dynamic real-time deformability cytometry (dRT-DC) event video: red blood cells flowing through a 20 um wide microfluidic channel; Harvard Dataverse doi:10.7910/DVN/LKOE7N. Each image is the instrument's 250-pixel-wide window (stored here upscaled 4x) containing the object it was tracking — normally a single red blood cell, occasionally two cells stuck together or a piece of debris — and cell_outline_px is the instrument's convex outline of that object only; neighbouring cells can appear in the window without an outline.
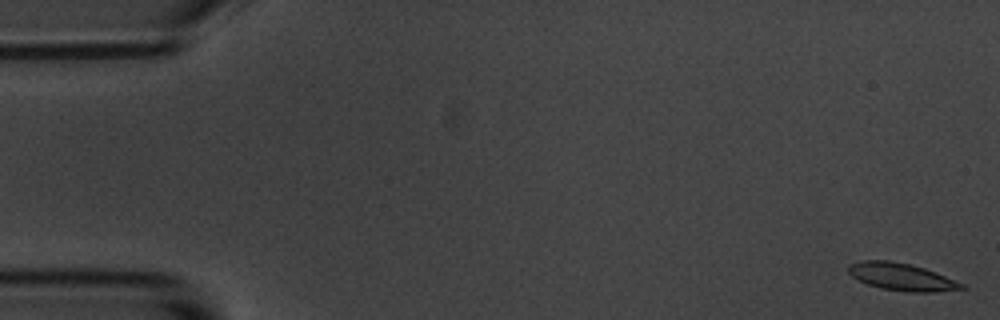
{"species": "common noctule bat (a hibernating species)", "species_latin": "Nyctalus noctula", "temperature_condition": "room temperature", "stored_images_in_passage": 6, "camera_frame_rate_fps": 3000, "um_per_image_px": 0.085, "animal": {"sex": "male", "body_mass_g": 20.1, "forearm_length_mm": 53.5}, "frame": {"image": 1, "passage_image": 1, "time_ms": 0.0, "image_size_px": [1000, 320], "cell_outline_px": [[968, 288], [936, 292], [908, 292], [880, 288], [868, 284], [852, 276], [848, 272], [848, 264], [864, 260], [888, 260], [908, 264], [924, 268], [936, 272], [964, 284]], "centroid_in_image_um": [76.65, 23.54], "position_along_channel_um": 8.4, "area_um2": 17.98}}